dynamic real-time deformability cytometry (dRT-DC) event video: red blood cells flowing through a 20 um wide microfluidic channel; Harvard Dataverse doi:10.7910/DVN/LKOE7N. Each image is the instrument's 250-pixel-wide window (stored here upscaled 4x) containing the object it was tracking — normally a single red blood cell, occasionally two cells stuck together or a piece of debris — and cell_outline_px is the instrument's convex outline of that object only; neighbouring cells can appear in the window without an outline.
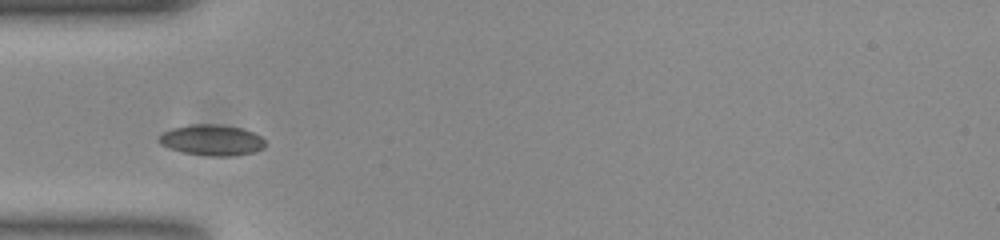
{"species": "common noctule bat (a hibernating species)", "species_latin": "Nyctalus noctula", "temperature_condition": "room temperature", "stored_images_in_passage": 27, "camera_frame_rate_fps": 3000, "um_per_image_px": 0.085, "animal": {"sex": "female", "body_mass_g": 23.0, "forearm_length_mm": 53.4}, "frame": {"image": 1, "passage_image": 3, "time_ms": 0.667, "image_size_px": [1000, 240], "cell_outline_px": [[264, 148], [256, 152], [232, 156], [212, 156], [184, 152], [168, 148], [160, 144], [156, 140], [156, 136], [172, 128], [192, 124], [220, 124], [244, 128], [260, 136], [264, 140]], "centroid_in_image_um": [17.99, 11.9], "position_along_channel_um": 67.0, "area_um2": 19.31}}
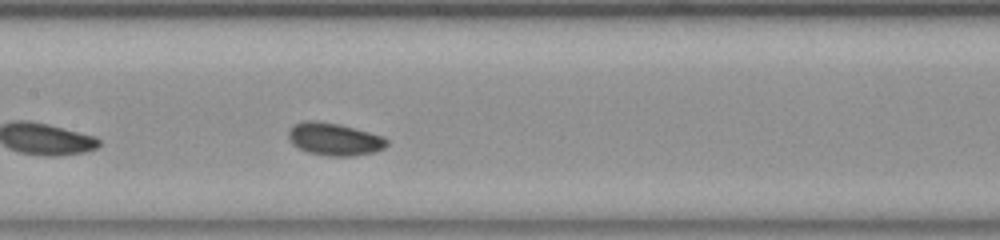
{"frame": {"image": 2, "passage_image": 12, "time_ms": 3.667, "image_size_px": [1000, 240], "cell_outline_px": [[388, 144], [384, 148], [376, 152], [352, 156], [328, 156], [308, 152], [292, 144], [288, 136], [288, 132], [292, 124], [304, 120], [312, 120], [340, 124], [384, 136], [388, 140]], "centroid_in_image_um": [28.43, 11.82], "position_along_channel_um": 179.0, "area_um2": 18.84}}
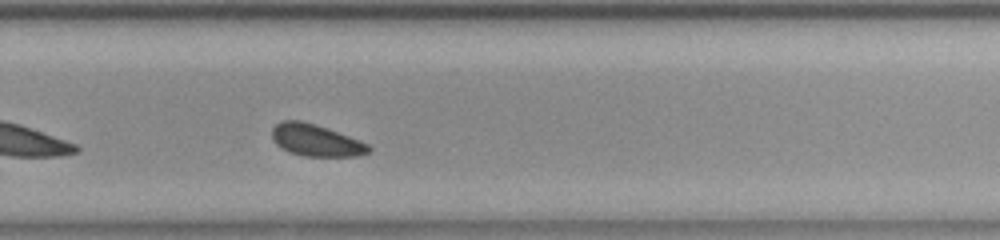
{"frame": {"image": 3, "passage_image": 22, "time_ms": 7.0, "image_size_px": [1000, 240], "cell_outline_px": [[372, 148], [368, 152], [360, 156], [304, 156], [280, 148], [272, 140], [272, 128], [276, 124], [284, 120], [300, 120], [316, 124], [360, 140], [368, 144]], "centroid_in_image_um": [26.85, 11.92], "position_along_channel_um": 303.0, "area_um2": 17.98}, "authors_computed_cell_mechanics": {"area_um2": 18.207, "velocity_mm_per_s": 3.7228, "shape_relaxation_time_tau1_ms": 7.7502, "shape_relaxation_time_tau2_ms": null, "deformation_change_tau1": 0.1545, "deformation_change_tau2": null}}